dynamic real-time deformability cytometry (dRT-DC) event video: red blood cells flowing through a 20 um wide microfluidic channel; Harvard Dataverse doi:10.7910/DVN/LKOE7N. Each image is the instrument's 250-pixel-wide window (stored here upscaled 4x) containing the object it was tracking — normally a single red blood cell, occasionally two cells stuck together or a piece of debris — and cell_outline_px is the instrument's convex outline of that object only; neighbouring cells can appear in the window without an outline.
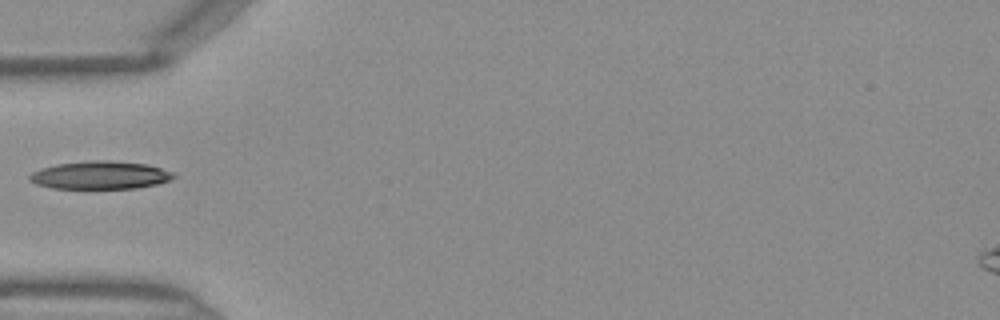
{"species": "Egyptian fruit bat (a non-hibernating species)", "species_latin": "Rousettus aegyptiacus", "temperature_condition": "warm", "stored_images_in_passage": 19, "camera_frame_rate_fps": 3000, "um_per_image_px": 0.085, "frame": {"image": 1, "passage_image": 1, "time_ms": 0.0, "image_size_px": [1000, 320], "cell_outline_px": [[176, 176], [168, 180], [156, 184], [136, 188], [52, 188], [36, 184], [28, 180], [28, 176], [32, 172], [40, 168], [56, 164], [92, 160], [108, 160], [148, 164], [172, 172]], "centroid_in_image_um": [8.47, 14.88], "position_along_channel_um": 76.5, "area_um2": 23.41}}
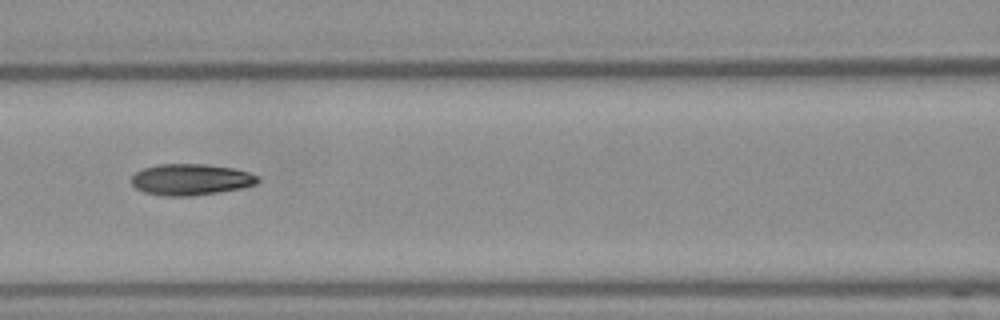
{"frame": {"image": 2, "passage_image": 6, "time_ms": 1.667, "image_size_px": [1000, 320], "cell_outline_px": [[260, 180], [256, 184], [240, 188], [192, 196], [164, 196], [144, 192], [136, 188], [132, 184], [132, 176], [136, 172], [144, 168], [156, 164], [204, 164], [232, 168], [248, 172], [260, 176]], "centroid_in_image_um": [16.21, 15.26], "position_along_channel_um": 150.4, "area_um2": 22.95}}